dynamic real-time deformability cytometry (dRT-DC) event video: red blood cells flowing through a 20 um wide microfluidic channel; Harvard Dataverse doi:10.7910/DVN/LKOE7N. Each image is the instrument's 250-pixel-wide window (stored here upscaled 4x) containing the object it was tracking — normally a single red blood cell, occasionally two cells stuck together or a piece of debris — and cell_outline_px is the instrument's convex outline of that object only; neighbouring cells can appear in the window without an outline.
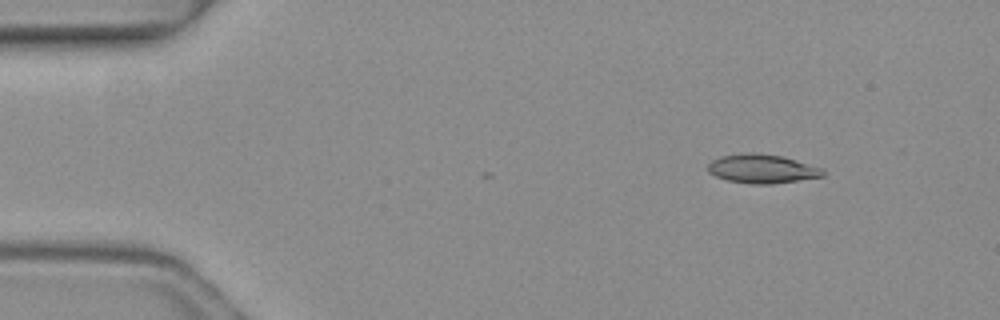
{"species": "common noctule bat (a hibernating species)", "species_latin": "Nyctalus noctula", "temperature_condition": "warm", "stored_images_in_passage": 3, "camera_frame_rate_fps": 3000, "um_per_image_px": 0.085, "animal": {"sex": "female", "body_mass_g": 19.3, "forearm_length_mm": 54.1}, "frame": {"image": 1, "passage_image": 2, "time_ms": 0.333, "image_size_px": [1000, 320], "cell_outline_px": [[824, 176], [772, 184], [752, 184], [728, 180], [716, 176], [708, 172], [708, 164], [712, 160], [720, 156], [744, 152], [756, 152], [784, 156], [824, 168]], "centroid_in_image_um": [64.79, 14.33], "position_along_channel_um": 20.2, "area_um2": 19.59}}